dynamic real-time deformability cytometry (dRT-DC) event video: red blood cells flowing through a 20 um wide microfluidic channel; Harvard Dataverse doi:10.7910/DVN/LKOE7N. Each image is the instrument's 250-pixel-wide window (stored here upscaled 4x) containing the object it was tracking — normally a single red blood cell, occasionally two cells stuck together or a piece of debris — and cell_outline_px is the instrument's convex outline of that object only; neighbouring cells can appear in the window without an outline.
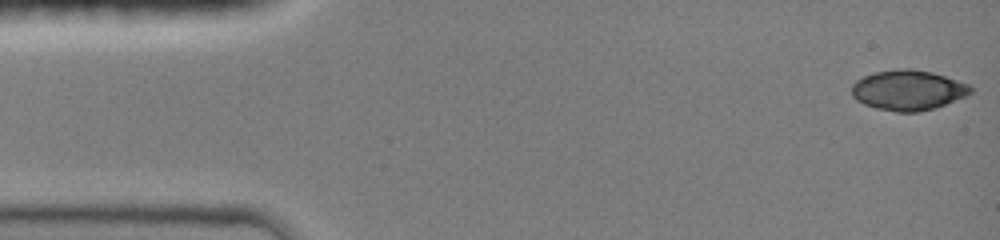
{"species": "common noctule bat (a hibernating species)", "species_latin": "Nyctalus noctula", "temperature_condition": "room temperature", "stored_images_in_passage": 47, "camera_frame_rate_fps": 3000, "um_per_image_px": 0.085, "animal": {"sex": "female", "body_mass_g": 19.0, "forearm_length_mm": 51.5}, "frame": {"image": 1, "passage_image": 1, "time_ms": 0.0, "image_size_px": [1000, 240], "cell_outline_px": [[972, 92], [964, 96], [944, 104], [932, 108], [916, 112], [896, 112], [876, 108], [864, 104], [856, 100], [852, 96], [852, 84], [856, 80], [864, 76], [876, 72], [896, 68], [912, 68], [932, 72], [968, 84], [972, 88]], "centroid_in_image_um": [77.14, 7.65], "position_along_channel_um": 7.9, "area_um2": 27.63}}
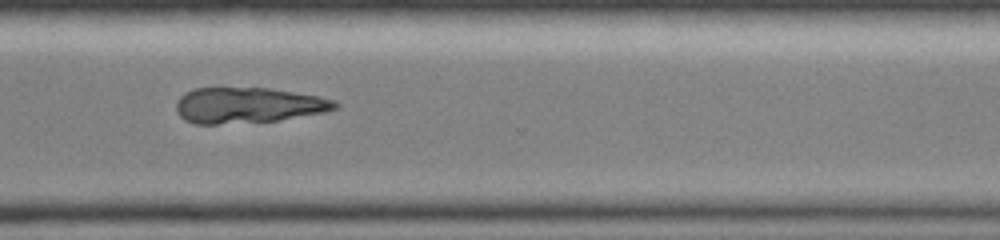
{"frame": {"image": 2, "passage_image": 35, "time_ms": 11.333, "image_size_px": [1000, 240], "cell_outline_px": [[340, 104], [336, 108], [324, 112], [276, 120], [216, 124], [196, 124], [184, 120], [176, 112], [176, 104], [180, 96], [184, 92], [196, 88], [268, 88], [320, 96], [336, 100]], "centroid_in_image_um": [21.07, 8.94], "position_along_channel_um": 349.5, "area_um2": 32.89}}
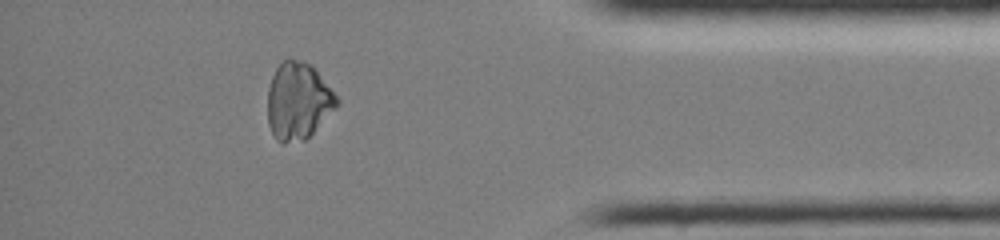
{"frame": {"image": 3, "passage_image": 41, "time_ms": 13.333, "image_size_px": [1000, 240], "cell_outline_px": [[340, 100], [336, 108], [304, 140], [284, 144], [276, 140], [268, 124], [268, 88], [272, 76], [276, 68], [288, 56], [304, 60], [312, 64]], "centroid_in_image_um": [25.33, 8.55], "position_along_channel_um": 409.9, "area_um2": 31.33}}